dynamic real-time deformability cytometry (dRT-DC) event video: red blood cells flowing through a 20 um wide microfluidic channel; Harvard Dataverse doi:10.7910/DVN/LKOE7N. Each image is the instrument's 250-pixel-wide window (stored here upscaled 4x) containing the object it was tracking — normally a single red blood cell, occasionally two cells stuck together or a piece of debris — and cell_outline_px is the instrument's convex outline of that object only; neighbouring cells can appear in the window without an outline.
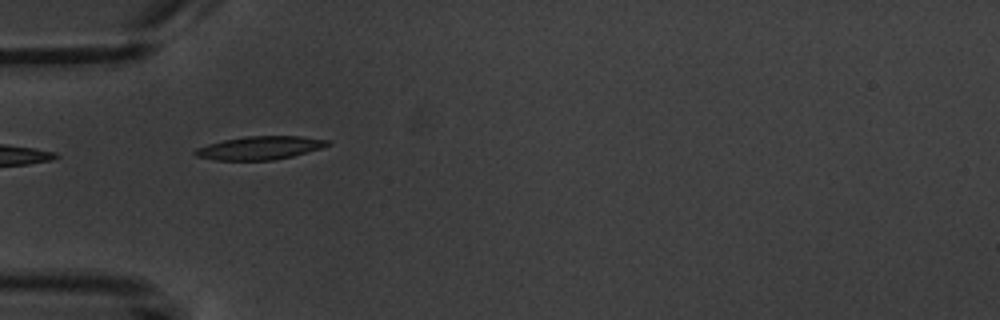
{"species": "common noctule bat (a hibernating species)", "species_latin": "Nyctalus noctula", "temperature_condition": "warm", "stored_images_in_passage": 3, "camera_frame_rate_fps": 3000, "um_per_image_px": 0.085, "animal": {"sex": "male", "body_mass_g": 20.1, "forearm_length_mm": 53.5}, "frame": {"image": 1, "passage_image": 1, "time_ms": 0.0, "image_size_px": [1000, 320], "cell_outline_px": [[332, 144], [320, 148], [292, 156], [272, 160], [216, 160], [196, 156], [192, 152], [196, 148], [208, 144], [224, 140], [248, 136], [300, 136], [328, 140]], "centroid_in_image_um": [22.07, 12.57], "position_along_channel_um": 62.9, "area_um2": 17.8}}
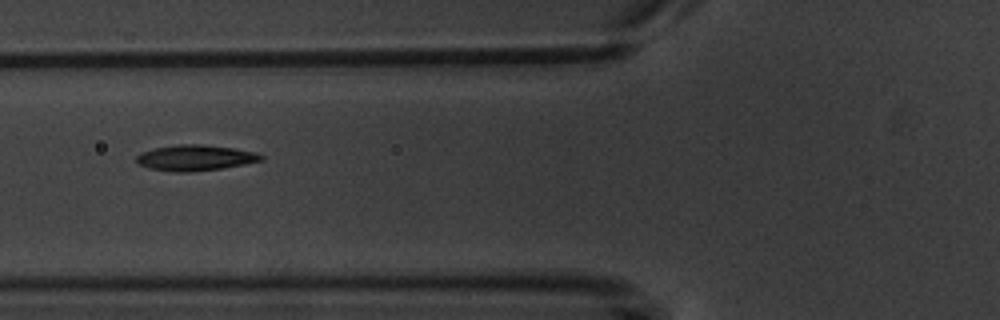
{"frame": {"image": 2, "passage_image": 2, "time_ms": 1.333, "image_size_px": [1000, 320], "cell_outline_px": [[264, 160], [244, 164], [220, 168], [188, 172], [176, 172], [148, 168], [140, 164], [136, 160], [136, 156], [140, 152], [156, 148], [176, 144], [204, 144], [232, 148], [256, 152], [264, 156]], "centroid_in_image_um": [16.59, 13.4], "position_along_channel_um": 109.2, "area_um2": 18.61}}
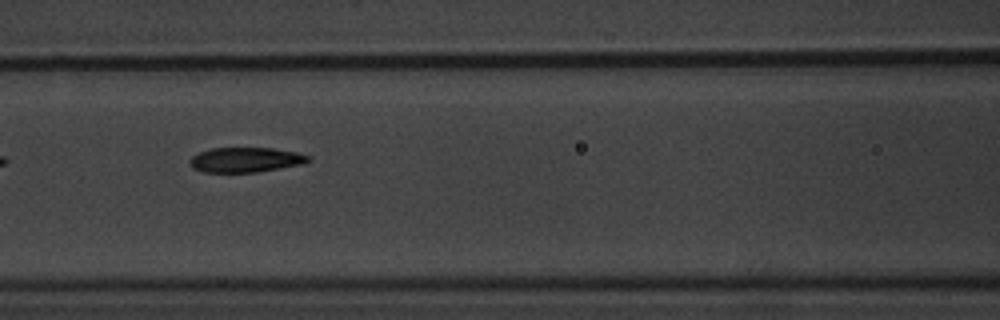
{"frame": {"image": 3, "passage_image": 3, "time_ms": 2.333, "image_size_px": [1000, 320], "cell_outline_px": [[312, 160], [304, 164], [256, 172], [204, 172], [192, 168], [188, 160], [192, 156], [200, 152], [212, 148], [272, 148], [296, 152], [312, 156]], "centroid_in_image_um": [20.91, 13.58], "position_along_channel_um": 145.7, "area_um2": 17.28}}